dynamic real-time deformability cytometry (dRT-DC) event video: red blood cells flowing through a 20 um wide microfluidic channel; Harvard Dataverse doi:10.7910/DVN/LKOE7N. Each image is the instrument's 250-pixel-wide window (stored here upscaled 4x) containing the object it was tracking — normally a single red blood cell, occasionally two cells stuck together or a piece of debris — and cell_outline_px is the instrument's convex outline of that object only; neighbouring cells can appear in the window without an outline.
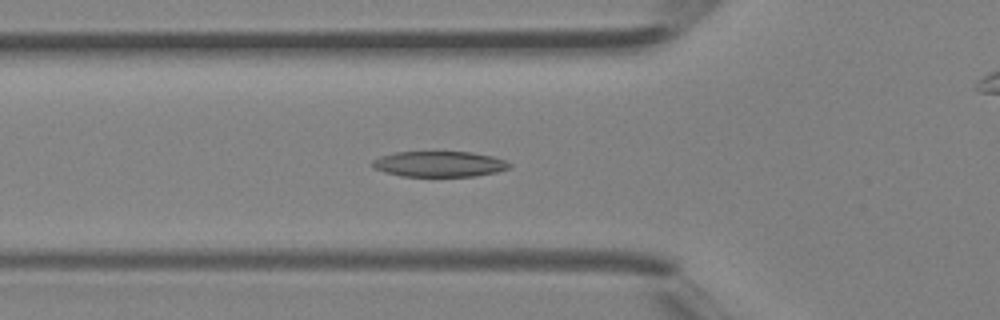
{"species": "Egyptian fruit bat (a non-hibernating species)", "species_latin": "Rousettus aegyptiacus", "temperature_condition": "room temperature", "stored_images_in_passage": 30, "camera_frame_rate_fps": 3000, "um_per_image_px": 0.085, "animal": {"sex": "female"}, "frame": {"image": 1, "passage_image": 3, "time_ms": 0.667, "image_size_px": [1000, 320], "cell_outline_px": [[512, 164], [508, 168], [496, 172], [476, 176], [400, 176], [384, 172], [372, 168], [372, 160], [380, 156], [396, 152], [472, 152], [492, 156], [504, 160]], "centroid_in_image_um": [37.31, 13.94], "position_along_channel_um": 88.5, "area_um2": 20.46}}
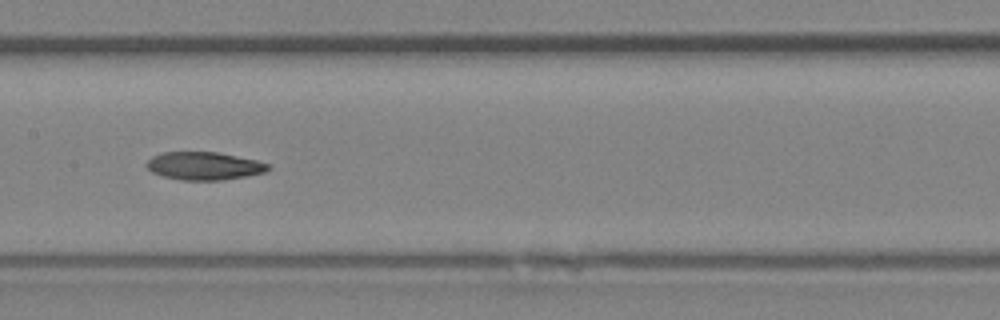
{"frame": {"image": 2, "passage_image": 9, "time_ms": 2.667, "image_size_px": [1000, 320], "cell_outline_px": [[272, 168], [268, 172], [220, 180], [180, 180], [164, 176], [152, 172], [144, 164], [152, 156], [164, 152], [220, 152], [256, 160], [268, 164]], "centroid_in_image_um": [17.36, 14.1], "position_along_channel_um": 190.0, "area_um2": 19.83}}
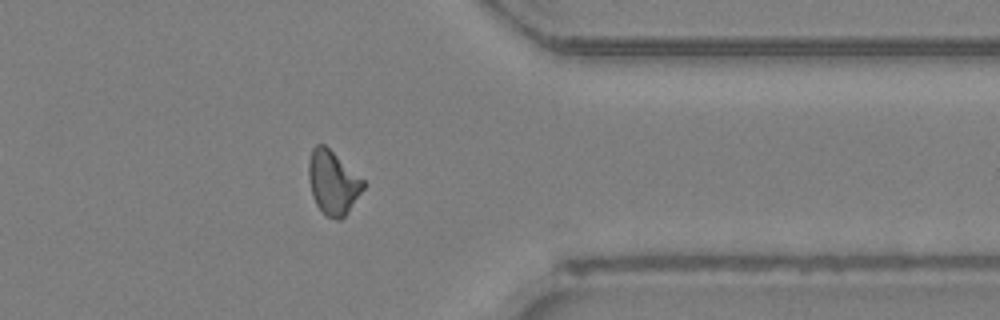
{"frame": {"image": 3, "passage_image": 21, "time_ms": 6.667, "image_size_px": [1000, 320], "cell_outline_px": [[364, 188], [348, 212], [340, 220], [336, 220], [328, 216], [316, 204], [312, 196], [308, 176], [308, 160], [312, 148], [316, 144], [324, 144], [364, 180]], "centroid_in_image_um": [28.28, 15.5], "position_along_channel_um": 383.1, "area_um2": 20.11}}